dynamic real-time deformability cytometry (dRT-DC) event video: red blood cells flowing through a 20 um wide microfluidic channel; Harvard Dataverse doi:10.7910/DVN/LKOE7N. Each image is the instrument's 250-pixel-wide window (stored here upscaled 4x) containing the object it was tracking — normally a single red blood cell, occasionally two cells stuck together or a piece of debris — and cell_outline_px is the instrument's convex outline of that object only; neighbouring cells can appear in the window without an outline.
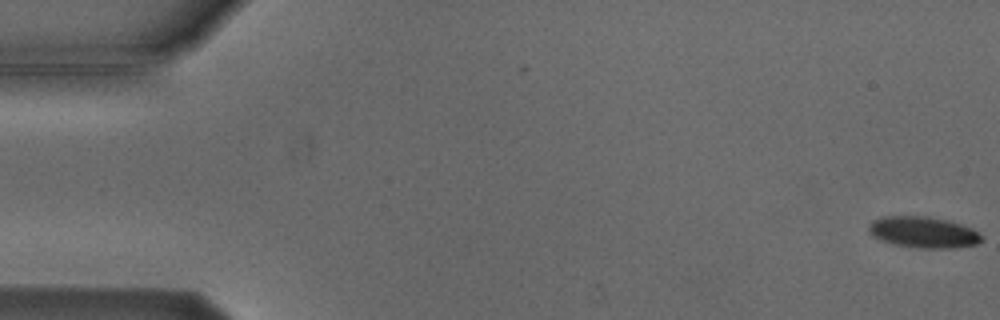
{"species": "Egyptian fruit bat (a non-hibernating species)", "species_latin": "Rousettus aegyptiacus", "temperature_condition": "cold", "stored_images_in_passage": 8, "camera_frame_rate_fps": 3000, "um_per_image_px": 0.085, "animal": {"sex": "male"}, "frame": {"image": 1, "passage_image": 1, "time_ms": 0.0, "image_size_px": [1000, 320], "cell_outline_px": [[984, 240], [976, 244], [956, 248], [916, 248], [896, 244], [872, 236], [868, 232], [868, 224], [872, 220], [884, 216], [928, 216], [948, 220], [972, 228], [984, 236]], "centroid_in_image_um": [78.51, 19.73], "position_along_channel_um": 6.5, "area_um2": 20.69}}
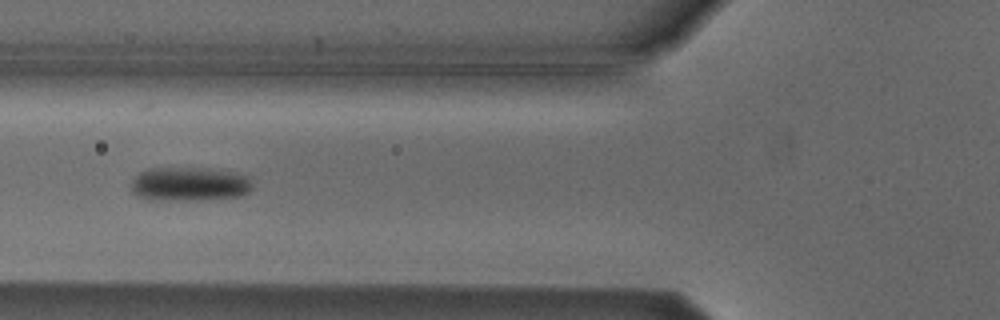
{"frame": {"image": 2, "passage_image": 6, "time_ms": 6.667, "image_size_px": [1000, 320], "cell_outline_px": [[252, 188], [248, 192], [240, 196], [196, 200], [148, 200], [136, 196], [132, 192], [132, 180], [140, 172], [148, 168], [212, 168], [236, 172], [248, 176], [252, 184]], "centroid_in_image_um": [16.1, 15.64], "position_along_channel_um": 109.7, "area_um2": 24.33}}
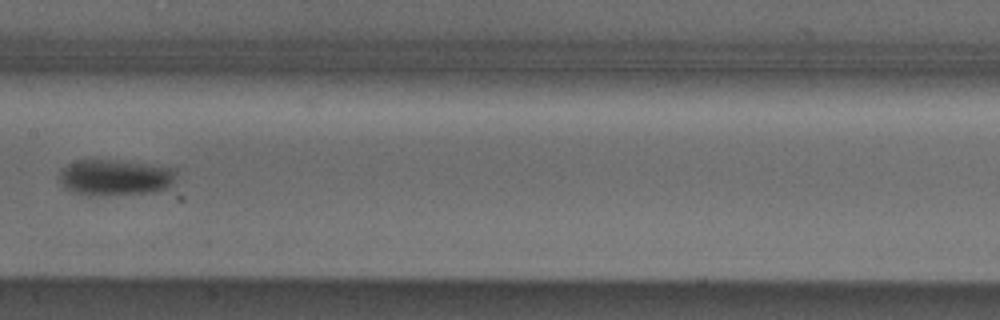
{"frame": {"image": 3, "passage_image": 8, "time_ms": 9.0, "image_size_px": [1000, 320], "cell_outline_px": [[176, 172], [172, 184], [168, 188], [156, 192], [96, 196], [88, 196], [64, 188], [60, 180], [60, 168], [76, 160], [116, 160], [176, 168]], "centroid_in_image_um": [9.78, 15.09], "position_along_channel_um": 197.6, "area_um2": 24.74}}